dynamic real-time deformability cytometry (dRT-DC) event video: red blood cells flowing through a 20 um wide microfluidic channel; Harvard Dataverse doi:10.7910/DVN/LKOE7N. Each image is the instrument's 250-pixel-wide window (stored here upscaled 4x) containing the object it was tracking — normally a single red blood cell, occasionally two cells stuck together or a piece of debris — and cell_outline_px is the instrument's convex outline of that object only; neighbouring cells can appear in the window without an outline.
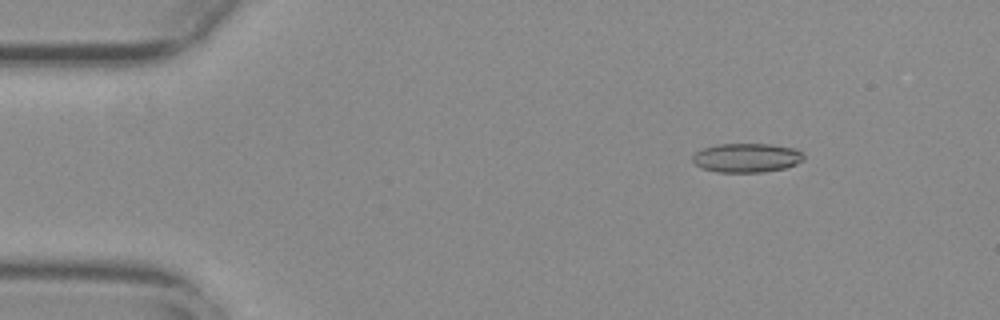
{"species": "common noctule bat (a hibernating species)", "species_latin": "Nyctalus noctula", "temperature_condition": "warm", "stored_images_in_passage": 51, "camera_frame_rate_fps": 3000, "um_per_image_px": 0.085, "animal": {"sex": "female", "body_mass_g": 29.2, "forearm_length_mm": 56.3}, "frame": {"image": 1, "passage_image": 4, "time_ms": 1.0, "image_size_px": [1000, 320], "cell_outline_px": [[804, 160], [796, 164], [784, 168], [764, 172], [716, 172], [704, 168], [696, 164], [692, 160], [692, 156], [696, 152], [704, 148], [716, 144], [772, 144], [796, 148], [804, 156]], "centroid_in_image_um": [63.49, 13.4], "position_along_channel_um": 21.5, "area_um2": 18.84}}
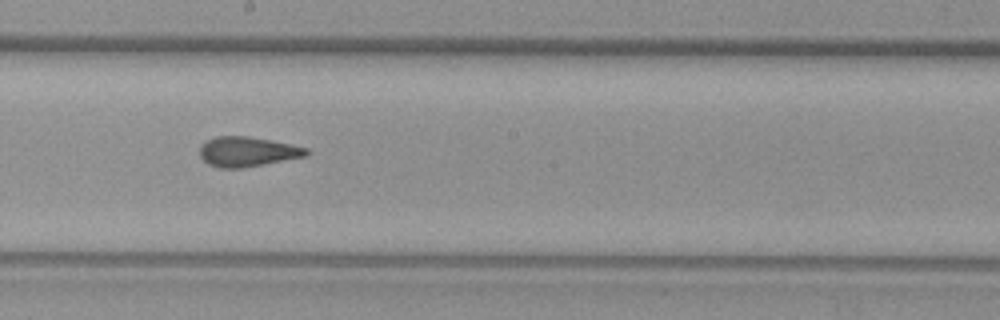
{"frame": {"image": 2, "passage_image": 27, "time_ms": 8.667, "image_size_px": [1000, 320], "cell_outline_px": [[308, 156], [244, 168], [220, 168], [208, 164], [200, 156], [200, 144], [216, 136], [248, 136], [308, 148]], "centroid_in_image_um": [21.01, 12.9], "position_along_channel_um": 227.2, "area_um2": 18.5}}
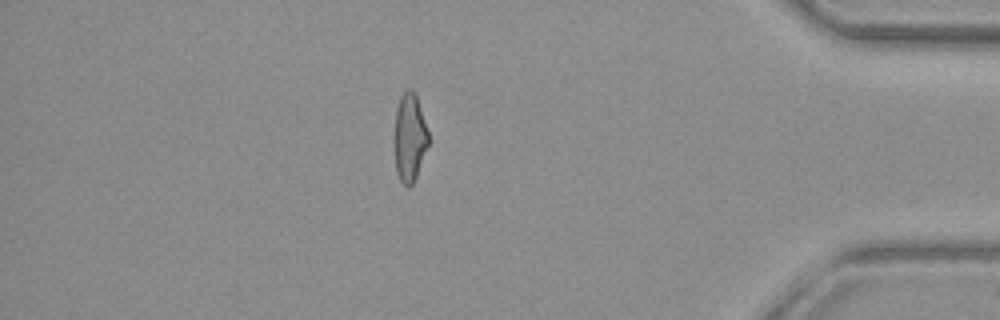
{"frame": {"image": 3, "passage_image": 44, "time_ms": 14.333, "image_size_px": [1000, 320], "cell_outline_px": [[428, 144], [416, 176], [412, 184], [408, 188], [400, 180], [396, 172], [396, 108], [400, 96], [408, 88], [412, 88], [416, 92], [428, 132]], "centroid_in_image_um": [34.84, 11.64], "position_along_channel_um": 400.4, "area_um2": 17.05}, "authors_computed_cell_mechanics": {"area_um2": 18.785, "velocity_mm_per_s": 3.7913, "shape_relaxation_time_tau1_ms": null, "shape_relaxation_time_tau2_ms": 1.6568, "deformation_change_tau1": null, "deformation_change_tau2": 0.1037}}